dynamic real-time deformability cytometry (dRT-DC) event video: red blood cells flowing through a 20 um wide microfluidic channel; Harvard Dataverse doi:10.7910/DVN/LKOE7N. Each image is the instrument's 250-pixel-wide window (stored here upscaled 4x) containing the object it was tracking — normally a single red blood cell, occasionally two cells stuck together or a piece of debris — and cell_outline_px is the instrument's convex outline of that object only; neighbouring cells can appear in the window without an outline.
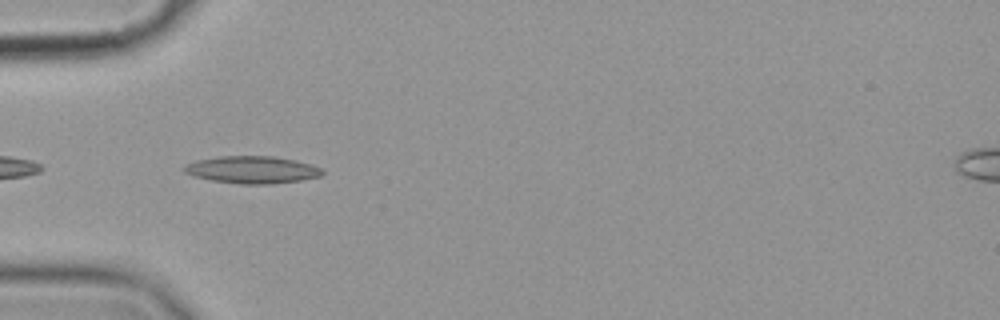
{"species": "common noctule bat (a hibernating species)", "species_latin": "Nyctalus noctula", "temperature_condition": "cold", "stored_images_in_passage": 40, "camera_frame_rate_fps": 3000, "um_per_image_px": 0.085, "animal": {"sex": "female", "body_mass_g": 19.9}, "frame": {"image": 1, "passage_image": 2, "time_ms": 0.333, "image_size_px": [1000, 320], "cell_outline_px": [[324, 172], [320, 176], [300, 180], [272, 184], [240, 184], [212, 180], [196, 176], [184, 172], [180, 168], [184, 164], [196, 160], [220, 156], [272, 156], [292, 160], [308, 164], [320, 168]], "centroid_in_image_um": [21.36, 14.43], "position_along_channel_um": 63.6, "area_um2": 21.79}}
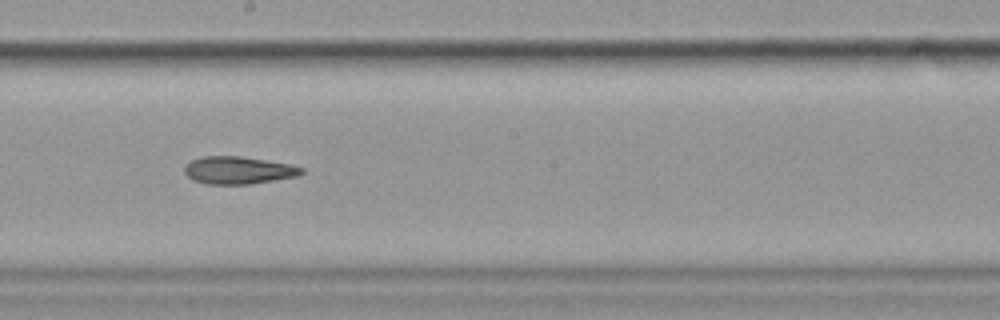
{"frame": {"image": 2, "passage_image": 16, "time_ms": 5.0, "image_size_px": [1000, 320], "cell_outline_px": [[304, 172], [296, 176], [248, 184], [208, 184], [192, 180], [184, 172], [184, 168], [192, 160], [204, 156], [240, 156], [288, 164], [304, 168]], "centroid_in_image_um": [20.23, 14.47], "position_along_channel_um": 228.0, "area_um2": 18.44}}
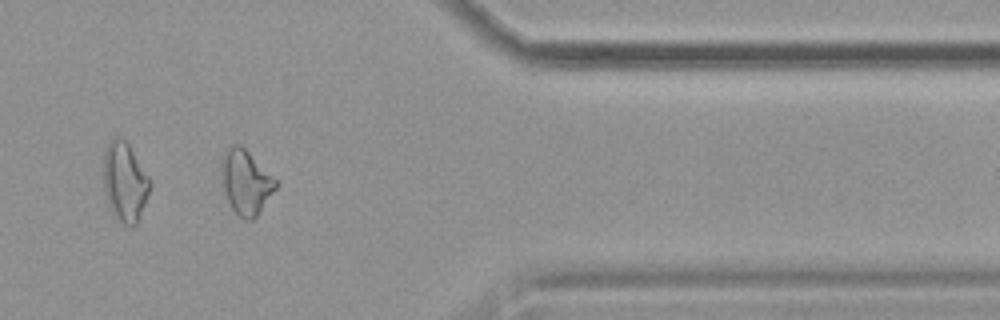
{"frame": {"image": 3, "passage_image": 31, "time_ms": 10.0, "image_size_px": [1000, 320], "cell_outline_px": [[280, 184], [256, 216], [252, 220], [244, 220], [236, 216], [228, 200], [224, 188], [220, 164], [224, 156], [232, 144], [240, 144]], "centroid_in_image_um": [20.91, 15.52], "position_along_channel_um": 390.5, "area_um2": 20.0}, "authors_computed_cell_mechanics": {"area_um2": 19.1896, "velocity_mm_per_s": 3.5838, "shape_relaxation_time_tau1_ms": null, "shape_relaxation_time_tau2_ms": 4.9787, "deformation_change_tau1": null, "deformation_change_tau2": 0.1466}}